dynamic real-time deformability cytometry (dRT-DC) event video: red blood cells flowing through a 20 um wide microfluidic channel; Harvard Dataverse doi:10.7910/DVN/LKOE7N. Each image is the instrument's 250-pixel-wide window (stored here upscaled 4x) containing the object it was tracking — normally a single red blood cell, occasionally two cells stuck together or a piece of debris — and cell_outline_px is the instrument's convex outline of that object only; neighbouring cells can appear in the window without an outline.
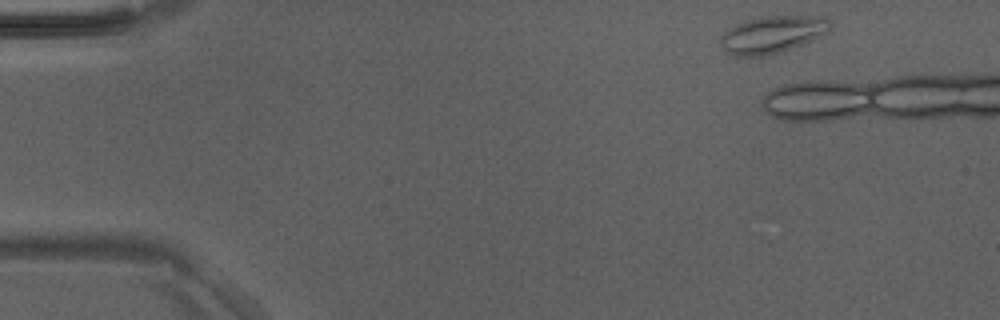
{"species": "Egyptian fruit bat (a non-hibernating species)", "species_latin": "Rousettus aegyptiacus", "temperature_condition": "room temperature", "stored_images_in_passage": 6, "camera_frame_rate_fps": 3000, "um_per_image_px": 0.085, "animal": {"sex": "male"}, "frame": {"image": 1, "passage_image": 2, "time_ms": 0.333, "image_size_px": [1000, 320], "cell_outline_px": [[832, 28], [828, 32], [820, 36], [800, 44], [776, 52], [760, 56], [736, 56], [728, 52], [720, 44], [720, 36], [728, 28], [736, 24], [748, 20], [768, 16], [828, 16], [832, 24]], "centroid_in_image_um": [65.67, 2.9], "position_along_channel_um": 19.3, "area_um2": 23.41}}